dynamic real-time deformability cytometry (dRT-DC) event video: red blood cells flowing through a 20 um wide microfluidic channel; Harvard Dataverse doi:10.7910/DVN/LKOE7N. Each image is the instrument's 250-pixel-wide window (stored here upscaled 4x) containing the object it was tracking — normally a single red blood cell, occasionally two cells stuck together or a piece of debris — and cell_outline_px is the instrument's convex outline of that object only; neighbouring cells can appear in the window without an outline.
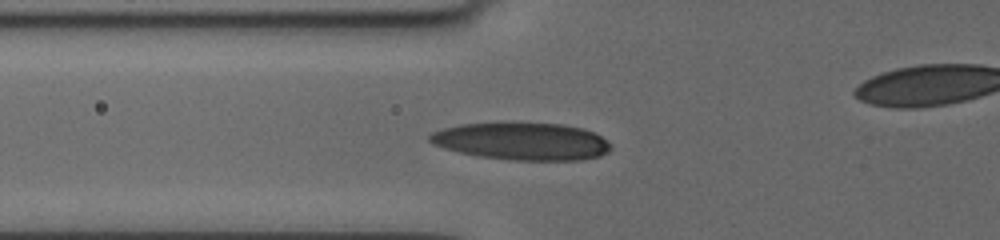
{"species": "human", "species_latin": "Homo sapiens", "temperature_condition": "cold", "stored_images_in_passage": 9, "camera_frame_rate_fps": 3000, "um_per_image_px": 0.085, "donor": {"sex": "female"}, "frame": {"image": 1, "passage_image": 8, "time_ms": 6.0, "image_size_px": [1000, 240], "cell_outline_px": [[612, 148], [608, 152], [600, 156], [580, 160], [512, 160], [476, 156], [444, 148], [432, 144], [428, 140], [428, 136], [432, 132], [444, 128], [460, 124], [500, 120], [508, 120], [564, 124], [584, 128], [600, 136], [612, 144]], "centroid_in_image_um": [44.34, 11.96], "position_along_channel_um": 81.5, "area_um2": 40.81}}